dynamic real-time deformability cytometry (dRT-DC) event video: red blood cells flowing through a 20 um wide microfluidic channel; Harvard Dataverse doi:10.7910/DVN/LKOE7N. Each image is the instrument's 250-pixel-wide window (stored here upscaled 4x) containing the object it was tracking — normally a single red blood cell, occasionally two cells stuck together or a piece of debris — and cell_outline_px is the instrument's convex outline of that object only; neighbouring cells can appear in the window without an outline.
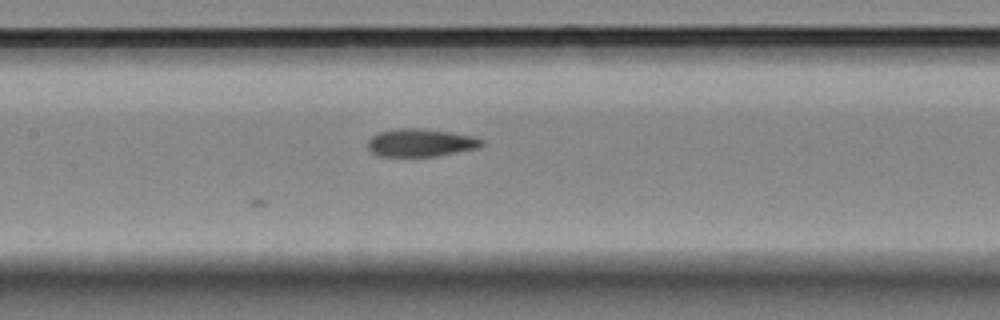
{"species": "Egyptian fruit bat (a non-hibernating species)", "species_latin": "Rousettus aegyptiacus", "temperature_condition": "room temperature", "stored_images_in_passage": 14, "camera_frame_rate_fps": 3000, "um_per_image_px": 0.085, "animal": {"sex": "female"}, "frame": {"image": 1, "passage_image": 14, "time_ms": 4.333, "image_size_px": [1000, 320], "cell_outline_px": [[484, 144], [480, 148], [436, 156], [380, 156], [372, 152], [368, 148], [368, 140], [372, 136], [380, 132], [400, 128], [420, 128], [448, 132], [472, 136], [484, 140]], "centroid_in_image_um": [35.78, 12.13], "position_along_channel_um": 171.6, "area_um2": 18.38}}